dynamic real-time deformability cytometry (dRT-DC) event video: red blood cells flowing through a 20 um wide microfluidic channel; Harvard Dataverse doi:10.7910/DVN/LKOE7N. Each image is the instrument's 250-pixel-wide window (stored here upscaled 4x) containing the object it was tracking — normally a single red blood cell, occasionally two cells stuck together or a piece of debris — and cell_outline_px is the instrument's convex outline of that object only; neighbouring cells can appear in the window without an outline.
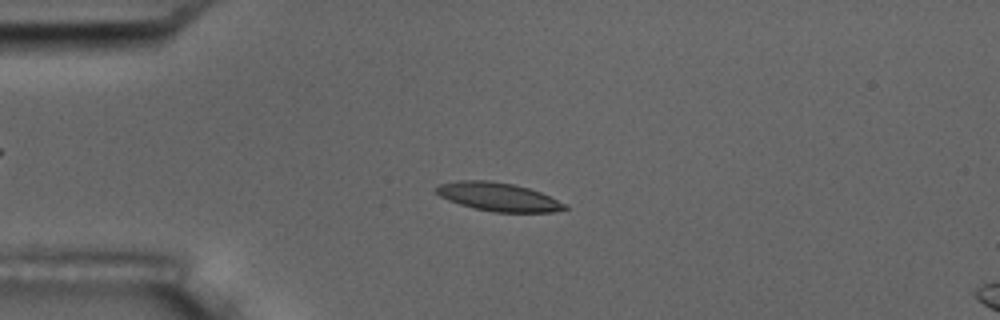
{"species": "common noctule bat (a hibernating species)", "species_latin": "Nyctalus noctula", "temperature_condition": "room temperature", "stored_images_in_passage": 7, "camera_frame_rate_fps": 3000, "um_per_image_px": 0.085, "animal": {"sex": "male", "body_mass_g": 17.5, "forearm_length_mm": 52.3}, "frame": {"image": 1, "passage_image": 5, "time_ms": 4.667, "image_size_px": [1000, 320], "cell_outline_px": [[568, 208], [552, 212], [496, 212], [476, 208], [460, 204], [448, 200], [440, 196], [436, 192], [436, 188], [440, 184], [460, 180], [492, 180], [512, 184], [528, 188], [540, 192], [568, 204]], "centroid_in_image_um": [42.38, 16.73], "position_along_channel_um": 42.6, "area_um2": 21.15}}